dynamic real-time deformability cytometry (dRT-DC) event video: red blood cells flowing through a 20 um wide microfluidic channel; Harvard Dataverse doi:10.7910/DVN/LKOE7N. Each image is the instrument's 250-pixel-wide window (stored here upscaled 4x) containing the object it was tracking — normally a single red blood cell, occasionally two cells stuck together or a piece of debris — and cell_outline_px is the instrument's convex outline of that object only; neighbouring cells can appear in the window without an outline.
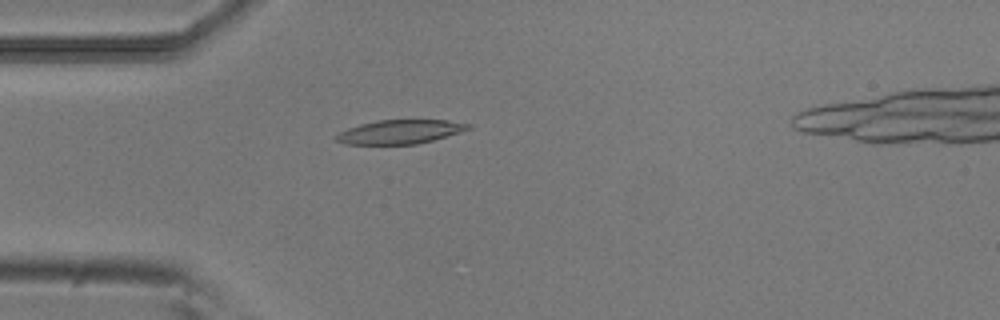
{"species": "common noctule bat (a hibernating species)", "species_latin": "Nyctalus noctula", "temperature_condition": "room temperature", "stored_images_in_passage": 15, "camera_frame_rate_fps": 3000, "um_per_image_px": 0.085, "animal": {"sex": "male", "body_mass_g": 20.5, "forearm_length_mm": 52.5}, "frame": {"image": 1, "passage_image": 4, "time_ms": 1.0, "image_size_px": [1000, 320], "cell_outline_px": [[472, 128], [460, 132], [432, 140], [416, 144], [344, 144], [332, 140], [340, 132], [348, 128], [360, 124], [376, 120], [448, 120], [472, 124]], "centroid_in_image_um": [33.99, 11.2], "position_along_channel_um": 51.0, "area_um2": 18.44}}
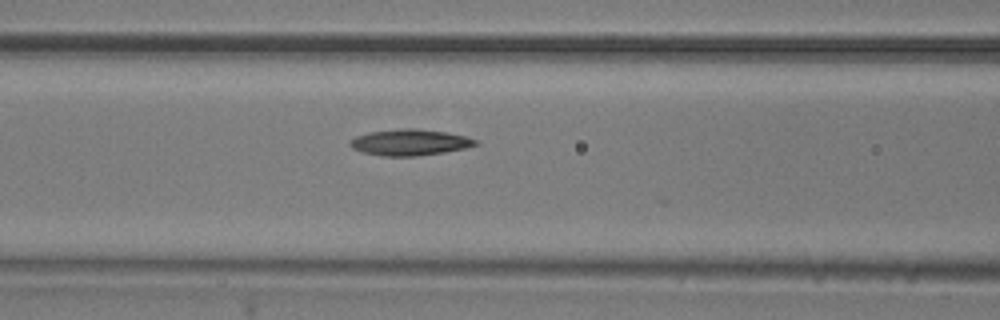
{"frame": {"image": 2, "passage_image": 11, "time_ms": 3.333, "image_size_px": [1000, 320], "cell_outline_px": [[480, 144], [464, 148], [444, 152], [416, 156], [380, 156], [364, 152], [352, 148], [348, 144], [348, 140], [356, 136], [368, 132], [400, 128], [416, 128], [444, 132], [464, 136], [476, 140]], "centroid_in_image_um": [34.78, 12.1], "position_along_channel_um": 131.8, "area_um2": 19.13}}
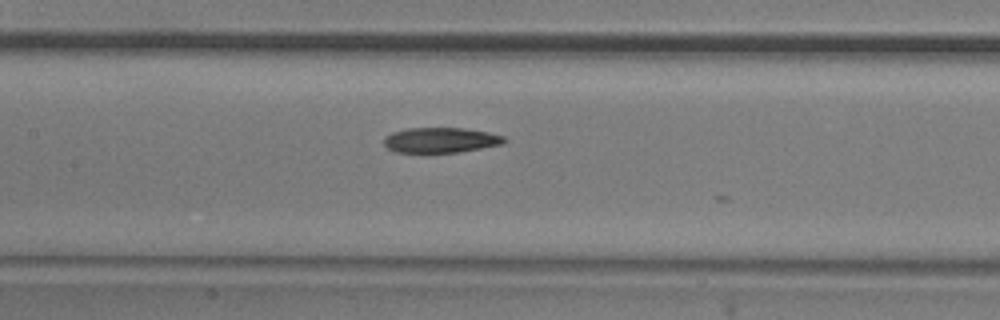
{"frame": {"image": 3, "passage_image": 14, "time_ms": 4.333, "image_size_px": [1000, 320], "cell_outline_px": [[508, 140], [504, 144], [460, 152], [396, 152], [388, 148], [384, 144], [384, 136], [392, 132], [408, 128], [464, 128], [488, 132], [504, 136]], "centroid_in_image_um": [37.49, 11.9], "position_along_channel_um": 169.9, "area_um2": 17.74}}